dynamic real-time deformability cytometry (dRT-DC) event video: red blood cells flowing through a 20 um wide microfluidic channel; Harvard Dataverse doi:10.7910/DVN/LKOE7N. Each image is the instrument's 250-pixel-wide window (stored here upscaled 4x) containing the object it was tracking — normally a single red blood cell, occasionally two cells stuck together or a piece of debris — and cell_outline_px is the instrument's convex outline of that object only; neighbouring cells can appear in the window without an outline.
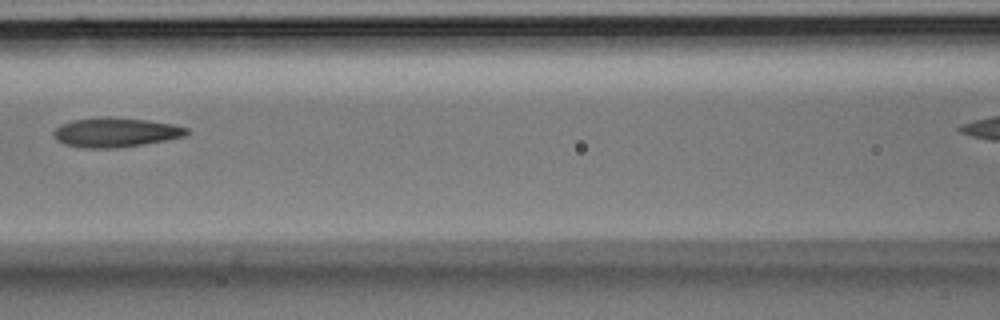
{"species": "Egyptian fruit bat (a non-hibernating species)", "species_latin": "Rousettus aegyptiacus", "temperature_condition": "room temperature", "stored_images_in_passage": 4, "segment_of_instrument_passage": [1, 2], "camera_frame_rate_fps": 3000, "um_per_image_px": 0.085, "animal": {"sex": "male"}, "frame": {"image": 1, "passage_image": 3, "time_ms": 0.667, "image_size_px": [1000, 320], "cell_outline_px": [[188, 132], [184, 136], [144, 144], [116, 148], [84, 148], [64, 144], [56, 140], [52, 132], [60, 124], [72, 120], [104, 116], [108, 116], [148, 120], [172, 124], [188, 128]], "centroid_in_image_um": [9.77, 11.24], "position_along_channel_um": 156.8, "area_um2": 22.89}}